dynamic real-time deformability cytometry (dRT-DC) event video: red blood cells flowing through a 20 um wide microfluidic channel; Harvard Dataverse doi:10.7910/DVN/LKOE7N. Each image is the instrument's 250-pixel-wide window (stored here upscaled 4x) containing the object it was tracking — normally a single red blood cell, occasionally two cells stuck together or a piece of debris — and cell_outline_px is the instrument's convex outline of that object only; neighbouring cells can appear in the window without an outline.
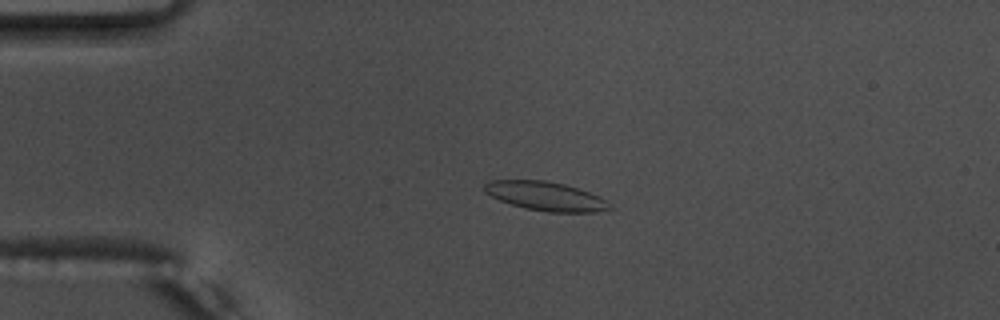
{"species": "common noctule bat (a hibernating species)", "species_latin": "Nyctalus noctula", "temperature_condition": "warm", "stored_images_in_passage": 55, "camera_frame_rate_fps": 3000, "um_per_image_px": 0.085, "animal": {"sex": "male", "body_mass_g": 17.5, "forearm_length_mm": 52.3}, "frame": {"image": 1, "passage_image": 13, "time_ms": 4.0, "image_size_px": [1000, 320], "cell_outline_px": [[612, 208], [596, 212], [548, 212], [524, 208], [500, 200], [484, 192], [484, 184], [488, 180], [544, 180], [564, 184], [600, 196], [612, 204]], "centroid_in_image_um": [46.38, 16.67], "position_along_channel_um": 38.6, "area_um2": 21.1}}
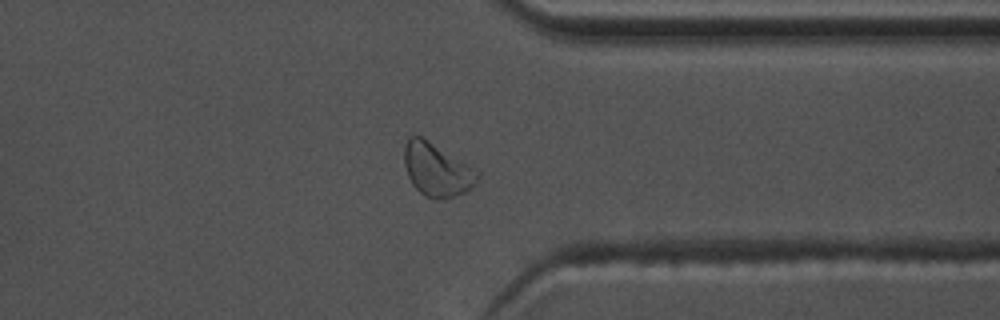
{"frame": {"image": 2, "passage_image": 43, "time_ms": 14.0, "image_size_px": [1000, 320], "cell_outline_px": [[480, 176], [464, 192], [456, 196], [424, 196], [412, 184], [408, 176], [404, 164], [404, 144], [408, 136], [420, 136], [480, 172]], "centroid_in_image_um": [37.07, 14.39], "position_along_channel_um": 374.3, "area_um2": 21.79}}
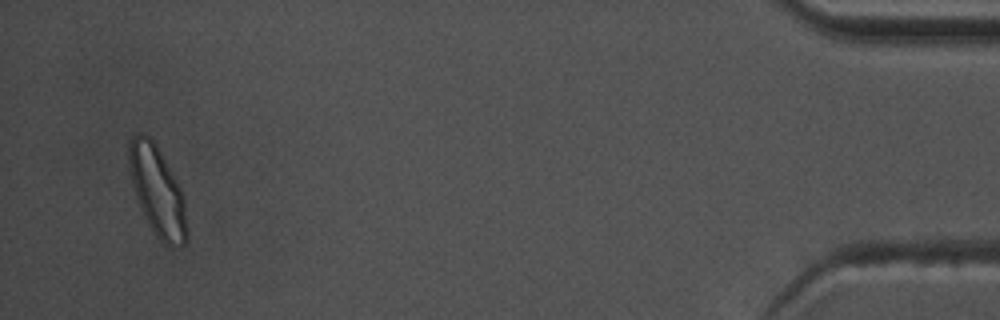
{"frame": {"image": 3, "passage_image": 53, "time_ms": 17.333, "image_size_px": [1000, 320], "cell_outline_px": [[188, 240], [184, 244], [164, 244], [152, 232], [136, 200], [128, 168], [128, 140], [132, 136], [140, 132], [148, 136], [156, 144], [176, 180], [184, 196], [188, 228]], "centroid_in_image_um": [13.35, 16.24], "position_along_channel_um": 421.8, "area_um2": 30.52}, "authors_computed_cell_mechanics": {"area_um2": 20.5768, "velocity_mm_per_s": 3.734, "shape_relaxation_time_tau1_ms": 2.8322, "shape_relaxation_time_tau2_ms": 0.8922, "deformation_change_tau1": 0.1297, "deformation_change_tau2": 0.064}}